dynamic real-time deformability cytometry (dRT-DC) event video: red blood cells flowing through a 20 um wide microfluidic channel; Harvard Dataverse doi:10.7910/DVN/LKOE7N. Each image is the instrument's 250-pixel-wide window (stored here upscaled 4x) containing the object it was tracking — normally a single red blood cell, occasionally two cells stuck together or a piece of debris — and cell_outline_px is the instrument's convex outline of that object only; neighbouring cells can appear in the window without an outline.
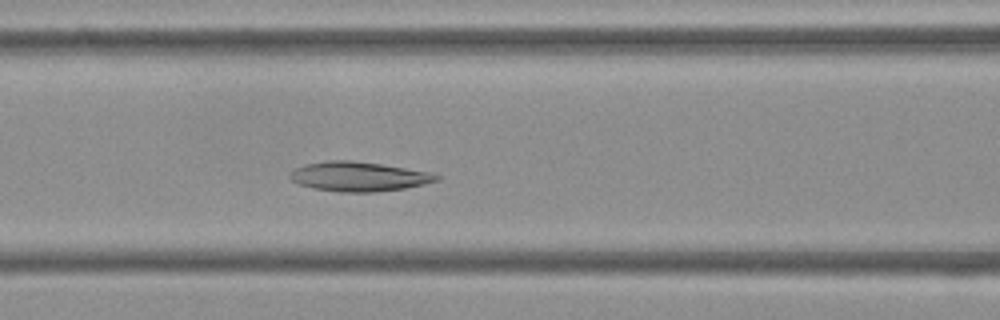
{"species": "Egyptian fruit bat (a non-hibernating species)", "species_latin": "Rousettus aegyptiacus", "temperature_condition": "cold", "stored_images_in_passage": 50, "camera_frame_rate_fps": 3000, "um_per_image_px": 0.085, "frame": {"image": 1, "passage_image": 19, "time_ms": 6.0, "image_size_px": [1000, 320], "cell_outline_px": [[440, 180], [424, 184], [404, 188], [372, 192], [340, 192], [312, 188], [300, 184], [292, 180], [288, 176], [296, 168], [304, 164], [328, 160], [352, 160], [380, 164], [432, 172], [440, 176]], "centroid_in_image_um": [30.5, 15.0], "position_along_channel_um": 136.1, "area_um2": 25.14}}
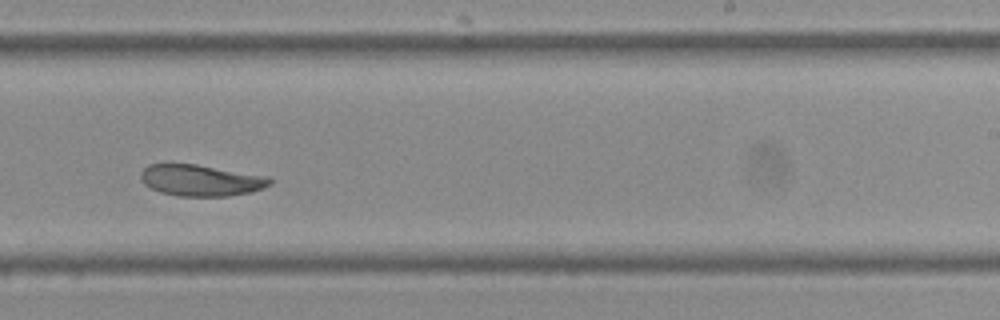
{"frame": {"image": 2, "passage_image": 30, "time_ms": 9.667, "image_size_px": [1000, 320], "cell_outline_px": [[272, 184], [264, 188], [252, 192], [228, 196], [180, 196], [160, 192], [144, 184], [140, 180], [140, 172], [148, 164], [196, 164], [268, 176], [272, 180]], "centroid_in_image_um": [17.09, 15.33], "position_along_channel_um": 271.9, "area_um2": 23.7}}
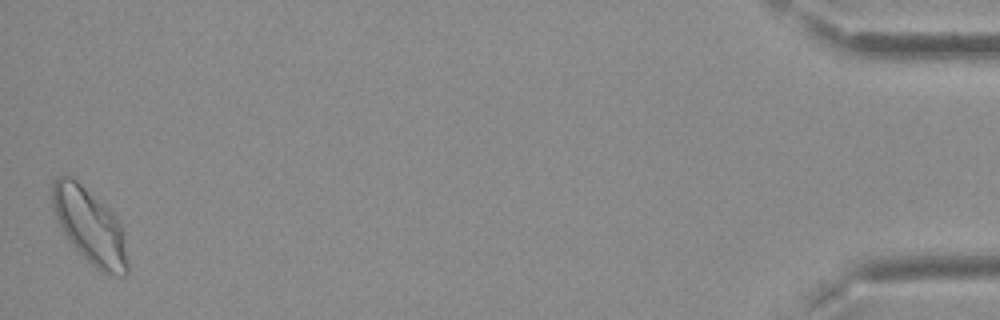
{"frame": {"image": 3, "passage_image": 50, "time_ms": 16.333, "image_size_px": [1000, 320], "cell_outline_px": [[128, 272], [124, 276], [112, 276], [96, 268], [68, 240], [60, 228], [52, 208], [52, 184], [56, 176], [72, 176], [108, 208], [112, 212], [120, 224], [124, 232], [128, 260]], "centroid_in_image_um": [7.64, 19.23], "position_along_channel_um": 427.6, "area_um2": 32.95}, "authors_computed_cell_mechanics": {"area_um2": 25.9522, "velocity_mm_per_s": 3.7247, "shape_relaxation_time_tau1_ms": 10.2215, "shape_relaxation_time_tau2_ms": 3.7816, "deformation_change_tau1": 0.1453, "deformation_change_tau2": 0.0831}}